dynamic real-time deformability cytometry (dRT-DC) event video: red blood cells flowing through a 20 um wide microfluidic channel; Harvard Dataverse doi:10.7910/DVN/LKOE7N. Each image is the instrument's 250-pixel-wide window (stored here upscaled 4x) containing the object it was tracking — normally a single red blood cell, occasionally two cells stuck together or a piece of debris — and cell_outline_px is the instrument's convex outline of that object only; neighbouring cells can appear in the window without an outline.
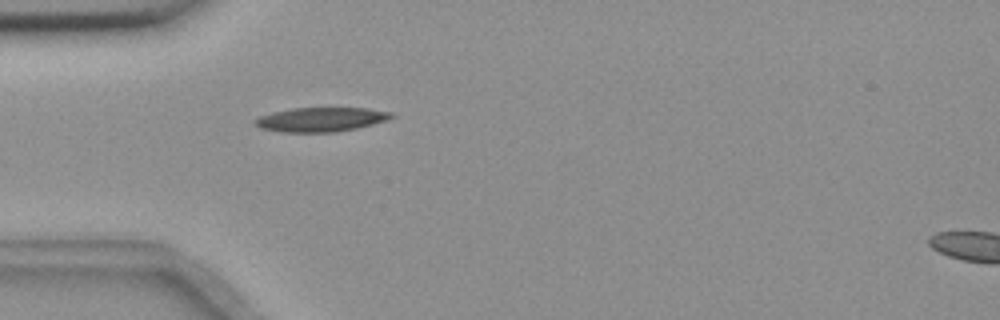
{"species": "common noctule bat (a hibernating species)", "species_latin": "Nyctalus noctula", "temperature_condition": "room temperature", "stored_images_in_passage": 40, "camera_frame_rate_fps": 3000, "um_per_image_px": 0.085, "animal": {"sex": "female", "body_mass_g": 18.4}, "frame": {"image": 1, "passage_image": 1, "time_ms": 0.0, "image_size_px": [1000, 320], "cell_outline_px": [[396, 116], [388, 120], [356, 128], [336, 132], [280, 132], [260, 128], [252, 120], [260, 116], [272, 112], [292, 108], [368, 108], [392, 112]], "centroid_in_image_um": [27.29, 10.15], "position_along_channel_um": 57.7, "area_um2": 19.36}}
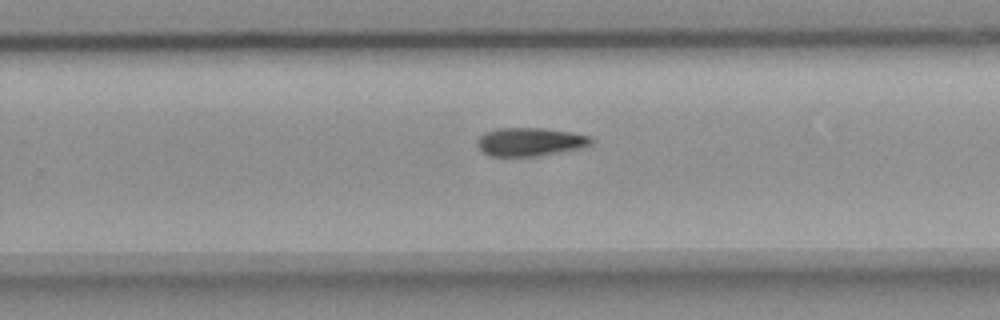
{"frame": {"image": 2, "passage_image": 20, "time_ms": 6.333, "image_size_px": [1000, 320], "cell_outline_px": [[592, 144], [580, 148], [540, 156], [488, 156], [476, 144], [480, 136], [484, 132], [496, 128], [544, 128], [572, 132], [592, 136]], "centroid_in_image_um": [45.06, 12.05], "position_along_channel_um": 284.7, "area_um2": 18.96}}
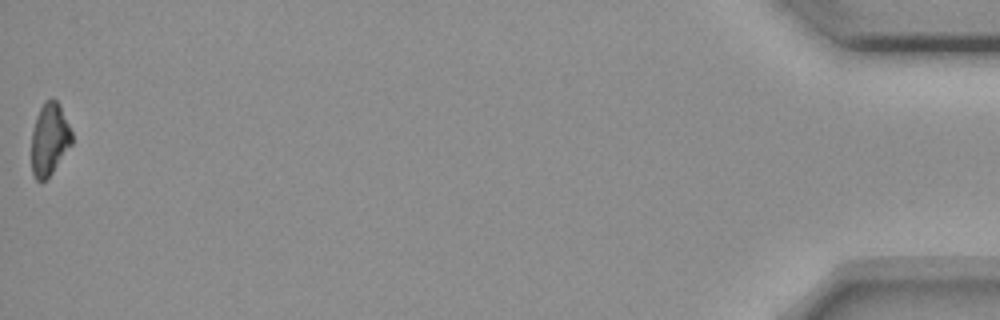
{"frame": {"image": 3, "passage_image": 40, "time_ms": 13.0, "image_size_px": [1000, 320], "cell_outline_px": [[72, 144], [52, 172], [44, 180], [36, 180], [32, 172], [32, 132], [36, 116], [44, 100], [52, 96], [60, 104], [72, 132]], "centroid_in_image_um": [4.21, 11.78], "position_along_channel_um": 431.0, "area_um2": 16.99}, "authors_computed_cell_mechanics": {"area_um2": 18.6983, "velocity_mm_per_s": 3.6686, "shape_relaxation_time_tau1_ms": 9.8662, "shape_relaxation_time_tau2_ms": null, "deformation_change_tau1": 0.2014, "deformation_change_tau2": null}}